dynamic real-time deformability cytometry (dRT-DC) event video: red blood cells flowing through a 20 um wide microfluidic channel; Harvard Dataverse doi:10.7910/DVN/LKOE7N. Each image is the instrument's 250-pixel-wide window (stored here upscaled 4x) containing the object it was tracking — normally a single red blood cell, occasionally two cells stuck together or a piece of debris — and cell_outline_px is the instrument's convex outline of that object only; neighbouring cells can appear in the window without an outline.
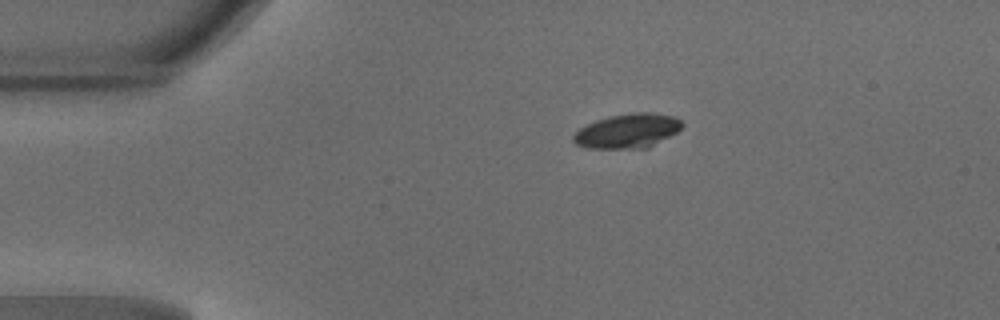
{"species": "common noctule bat (a hibernating species)", "species_latin": "Nyctalus noctula", "temperature_condition": "warm", "stored_images_in_passage": 40, "camera_frame_rate_fps": 3000, "um_per_image_px": 0.085, "animal": {"sex": "male", "body_mass_g": 18.8}, "frame": {"image": 1, "passage_image": 1, "time_ms": 0.0, "image_size_px": [1000, 320], "cell_outline_px": [[684, 124], [676, 132], [648, 148], [584, 148], [576, 144], [572, 140], [572, 136], [580, 128], [596, 120], [608, 116], [632, 112], [648, 112], [676, 116]], "centroid_in_image_um": [53.33, 11.12], "position_along_channel_um": 31.7, "area_um2": 21.79}}
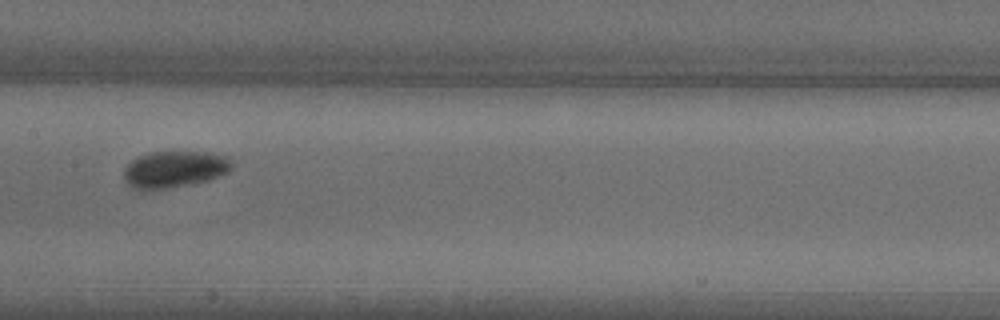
{"frame": {"image": 2, "passage_image": 16, "time_ms": 5.0, "image_size_px": [1000, 320], "cell_outline_px": [[232, 168], [228, 172], [208, 180], [164, 188], [132, 188], [124, 180], [124, 172], [128, 164], [132, 160], [140, 156], [152, 152], [208, 152], [228, 156], [232, 164]], "centroid_in_image_um": [14.86, 14.36], "position_along_channel_um": 192.5, "area_um2": 22.54}}
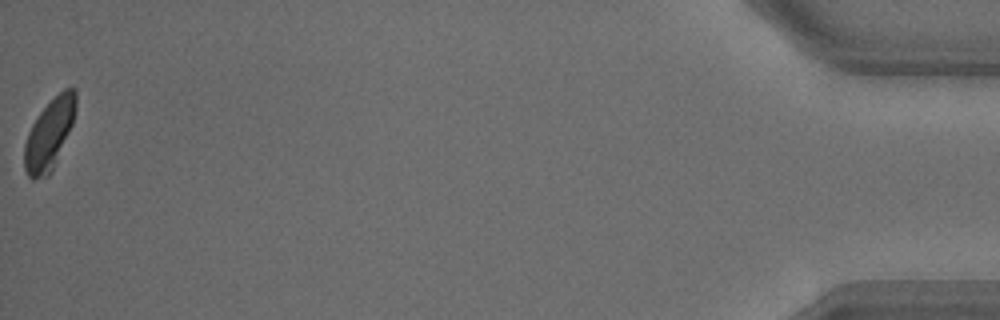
{"frame": {"image": 3, "passage_image": 40, "time_ms": 13.0, "image_size_px": [1000, 320], "cell_outline_px": [[76, 112], [72, 124], [52, 172], [48, 176], [32, 180], [28, 176], [24, 168], [24, 144], [28, 132], [32, 124], [40, 112], [64, 88], [76, 88]], "centroid_in_image_um": [4.19, 11.43], "position_along_channel_um": 431.0, "area_um2": 21.04}, "authors_computed_cell_mechanics": {"area_um2": 21.9062, "velocity_mm_per_s": 4.1864, "shape_relaxation_time_tau1_ms": 2.8855, "shape_relaxation_time_tau2_ms": 3.1845, "deformation_change_tau1": 0.0849, "deformation_change_tau2": 0.0639}}